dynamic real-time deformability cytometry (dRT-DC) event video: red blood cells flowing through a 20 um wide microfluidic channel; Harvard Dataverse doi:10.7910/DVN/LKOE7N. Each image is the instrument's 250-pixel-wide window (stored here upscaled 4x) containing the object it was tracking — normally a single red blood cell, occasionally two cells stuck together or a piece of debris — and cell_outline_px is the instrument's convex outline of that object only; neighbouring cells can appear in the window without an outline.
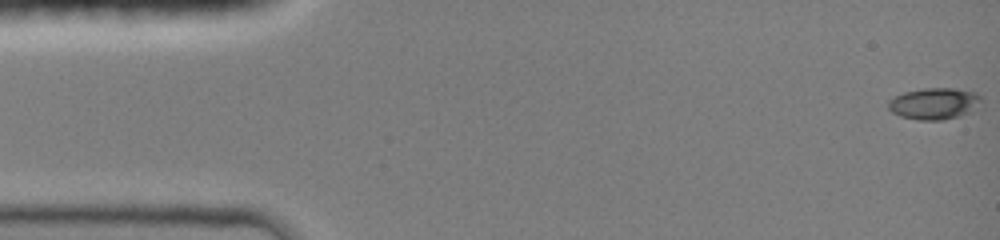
{"species": "common noctule bat (a hibernating species)", "species_latin": "Nyctalus noctula", "temperature_condition": "room temperature", "stored_images_in_passage": 46, "camera_frame_rate_fps": 3000, "um_per_image_px": 0.085, "animal": {"sex": "female", "body_mass_g": 19.0, "forearm_length_mm": 51.5}, "frame": {"image": 1, "passage_image": 1, "time_ms": 0.0, "image_size_px": [1000, 240], "cell_outline_px": [[984, 100], [972, 112], [960, 116], [940, 120], [916, 120], [900, 116], [892, 112], [888, 108], [888, 100], [904, 92], [924, 88], [952, 88], [976, 92]], "centroid_in_image_um": [79.44, 8.81], "position_along_channel_um": 5.6, "area_um2": 17.28}}
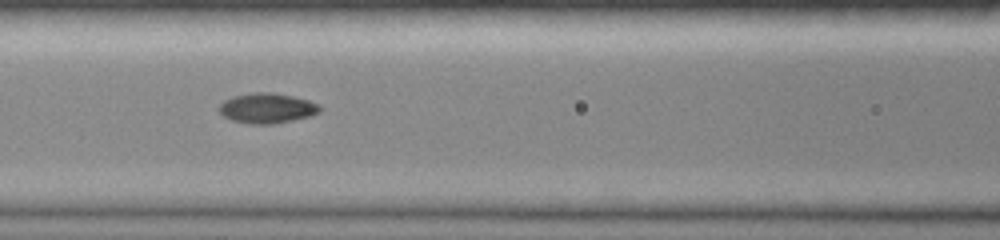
{"frame": {"image": 2, "passage_image": 20, "time_ms": 6.333, "image_size_px": [1000, 240], "cell_outline_px": [[320, 112], [308, 116], [292, 120], [272, 124], [252, 124], [232, 120], [224, 116], [220, 112], [220, 104], [224, 100], [232, 96], [252, 92], [272, 92], [292, 96], [308, 100], [320, 104]], "centroid_in_image_um": [22.69, 9.18], "position_along_channel_um": 143.9, "area_um2": 17.57}}
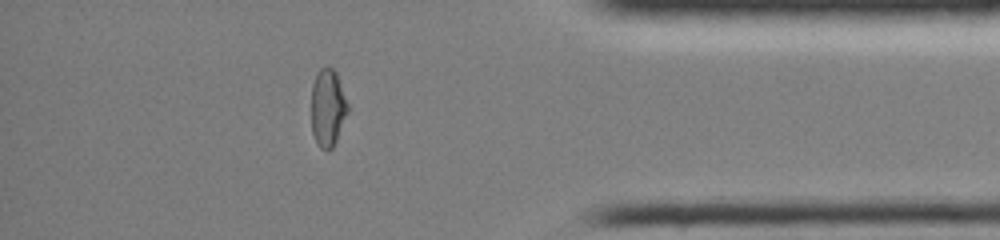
{"frame": {"image": 3, "passage_image": 40, "time_ms": 13.0, "image_size_px": [1000, 240], "cell_outline_px": [[348, 112], [336, 140], [332, 148], [328, 152], [320, 148], [316, 144], [312, 132], [312, 84], [320, 68], [332, 68], [336, 72], [348, 104]], "centroid_in_image_um": [27.85, 9.2], "position_along_channel_um": 407.3, "area_um2": 16.36}, "authors_computed_cell_mechanics": {"area_um2": 16.5597, "velocity_mm_per_s": 4.2034, "shape_relaxation_time_tau1_ms": 9.0023, "shape_relaxation_time_tau2_ms": 1.3695, "deformation_change_tau1": 0.3035, "deformation_change_tau2": 0.046}}